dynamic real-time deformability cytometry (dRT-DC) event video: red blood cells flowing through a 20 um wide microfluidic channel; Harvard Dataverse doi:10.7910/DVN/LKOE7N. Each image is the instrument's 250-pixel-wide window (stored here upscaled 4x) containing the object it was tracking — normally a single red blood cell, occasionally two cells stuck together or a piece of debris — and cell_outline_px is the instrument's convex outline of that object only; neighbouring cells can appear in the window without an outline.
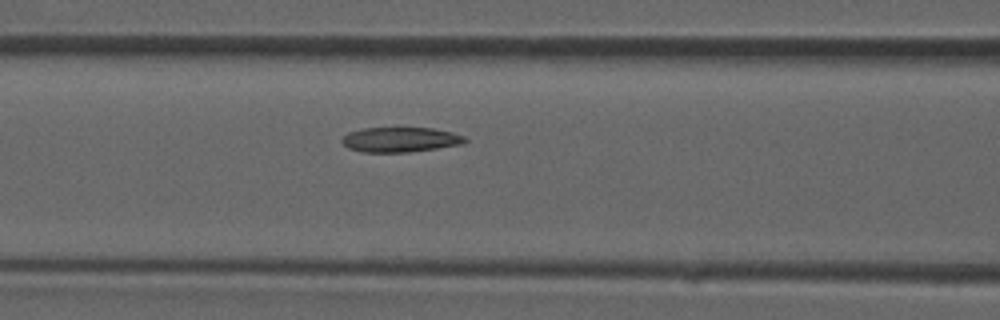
{"species": "common noctule bat (a hibernating species)", "species_latin": "Nyctalus noctula", "temperature_condition": "room temperature", "stored_images_in_passage": 27, "camera_frame_rate_fps": 3000, "um_per_image_px": 0.085, "animal": {"sex": "male", "forearm_length_mm": 52.5}, "frame": {"image": 1, "passage_image": 5, "time_ms": 1.333, "image_size_px": [1000, 320], "cell_outline_px": [[468, 140], [464, 144], [408, 152], [364, 152], [348, 148], [340, 140], [348, 132], [364, 128], [432, 128], [452, 132], [464, 136]], "centroid_in_image_um": [34.04, 11.86], "position_along_channel_um": 132.6, "area_um2": 17.8}}
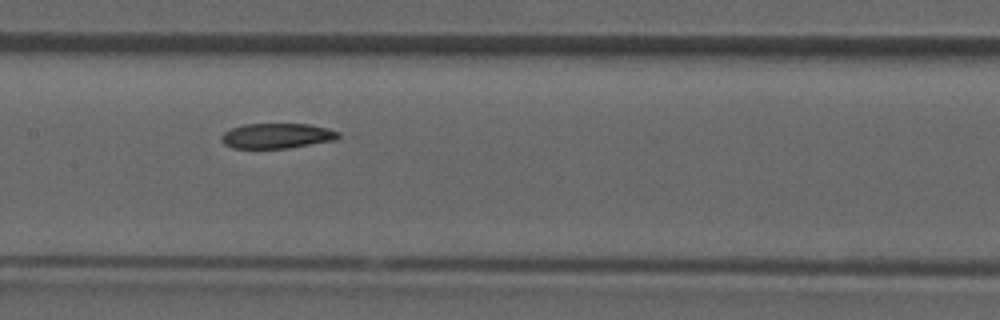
{"frame": {"image": 2, "passage_image": 8, "time_ms": 2.333, "image_size_px": [1000, 320], "cell_outline_px": [[340, 136], [336, 140], [288, 148], [232, 148], [224, 144], [220, 140], [220, 136], [224, 132], [232, 128], [244, 124], [308, 124], [328, 128], [340, 132]], "centroid_in_image_um": [23.53, 11.54], "position_along_channel_um": 183.9, "area_um2": 17.22}}